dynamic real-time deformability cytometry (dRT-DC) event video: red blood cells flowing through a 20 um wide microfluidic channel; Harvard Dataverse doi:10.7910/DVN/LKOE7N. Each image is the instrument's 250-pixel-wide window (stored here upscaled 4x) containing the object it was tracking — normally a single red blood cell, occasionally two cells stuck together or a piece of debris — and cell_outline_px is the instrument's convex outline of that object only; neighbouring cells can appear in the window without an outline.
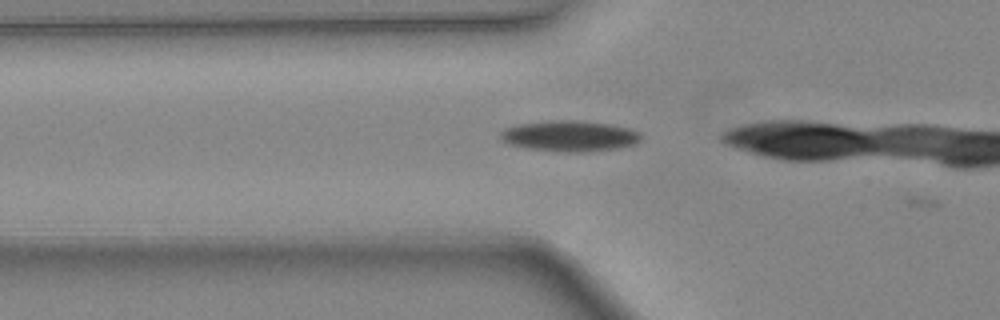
{"species": "common noctule bat (a hibernating species)", "species_latin": "Nyctalus noctula", "temperature_condition": "warm", "stored_images_in_passage": 30, "camera_frame_rate_fps": 3000, "um_per_image_px": 0.085, "animal": {"sex": "female", "body_mass_g": 24.6, "forearm_length_mm": 56.2}, "frame": {"image": 1, "passage_image": 10, "time_ms": 3.0, "image_size_px": [1000, 320], "cell_outline_px": [[640, 140], [636, 144], [620, 148], [584, 152], [560, 152], [524, 148], [508, 144], [500, 140], [500, 132], [504, 128], [520, 124], [556, 120], [576, 120], [608, 124], [632, 128], [640, 132]], "centroid_in_image_um": [48.42, 11.57], "position_along_channel_um": 77.4, "area_um2": 25.49}}
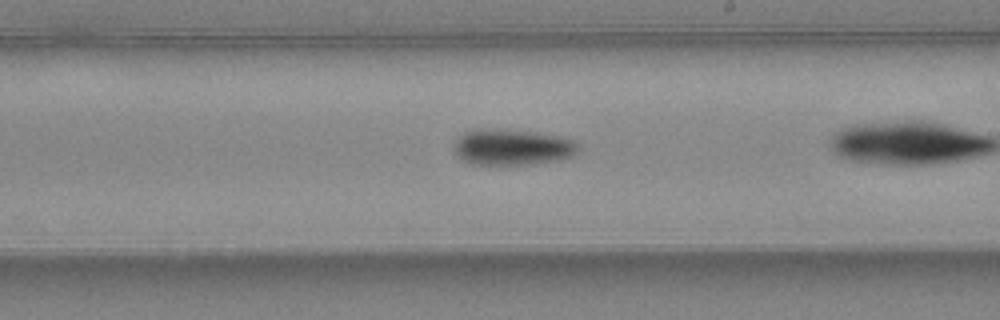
{"frame": {"image": 2, "passage_image": 21, "time_ms": 6.667, "image_size_px": [1000, 320], "cell_outline_px": [[580, 152], [572, 156], [560, 160], [532, 164], [496, 168], [468, 164], [456, 152], [456, 140], [464, 132], [536, 132], [556, 136], [572, 140], [580, 144]], "centroid_in_image_um": [43.63, 12.62], "position_along_channel_um": 245.4, "area_um2": 25.78}}
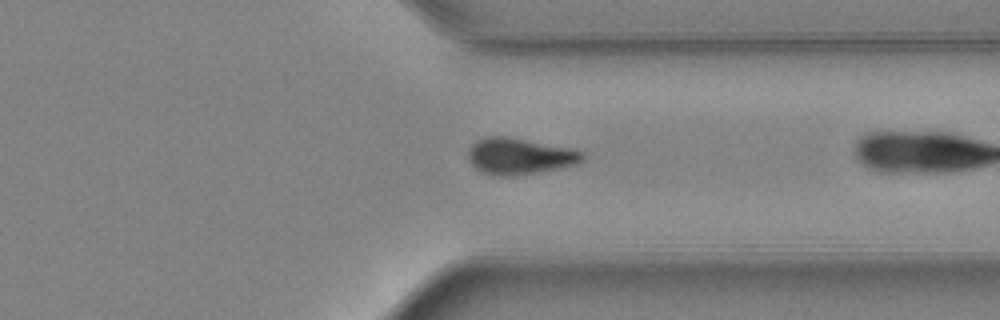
{"frame": {"image": 3, "passage_image": 29, "time_ms": 9.333, "image_size_px": [1000, 320], "cell_outline_px": [[584, 160], [576, 164], [560, 168], [540, 172], [512, 176], [492, 176], [480, 172], [468, 160], [468, 148], [476, 140], [488, 136], [504, 136], [572, 148], [584, 152]], "centroid_in_image_um": [44.15, 13.29], "position_along_channel_um": 367.3, "area_um2": 24.45}}